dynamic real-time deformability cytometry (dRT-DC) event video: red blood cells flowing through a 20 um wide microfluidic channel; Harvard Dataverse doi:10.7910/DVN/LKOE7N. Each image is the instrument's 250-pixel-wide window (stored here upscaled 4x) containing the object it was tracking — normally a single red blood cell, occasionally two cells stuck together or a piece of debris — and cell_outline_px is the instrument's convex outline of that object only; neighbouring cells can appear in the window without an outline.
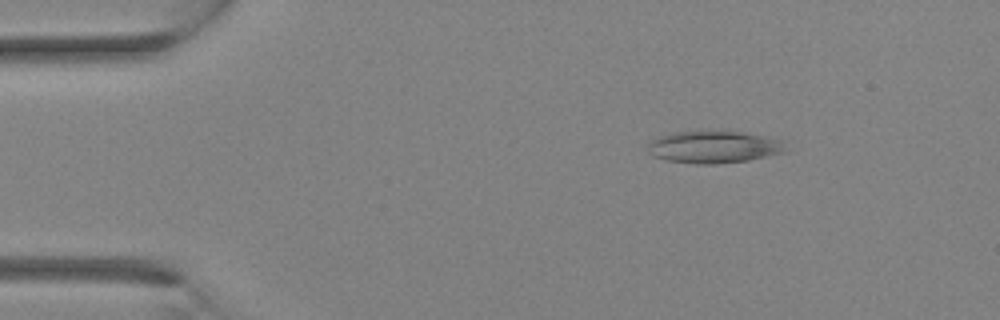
{"species": "Egyptian fruit bat (a non-hibernating species)", "species_latin": "Rousettus aegyptiacus", "temperature_condition": "room temperature", "stored_images_in_passage": 32, "camera_frame_rate_fps": 3000, "um_per_image_px": 0.085, "animal": {"sex": "female"}, "frame": {"image": 1, "passage_image": 5, "time_ms": 1.333, "image_size_px": [1000, 320], "cell_outline_px": [[788, 152], [748, 160], [712, 164], [696, 164], [664, 160], [652, 156], [644, 148], [652, 140], [660, 136], [676, 132], [700, 128], [740, 132], [764, 136], [784, 140]], "centroid_in_image_um": [60.66, 12.46], "position_along_channel_um": 24.3, "area_um2": 26.82}}
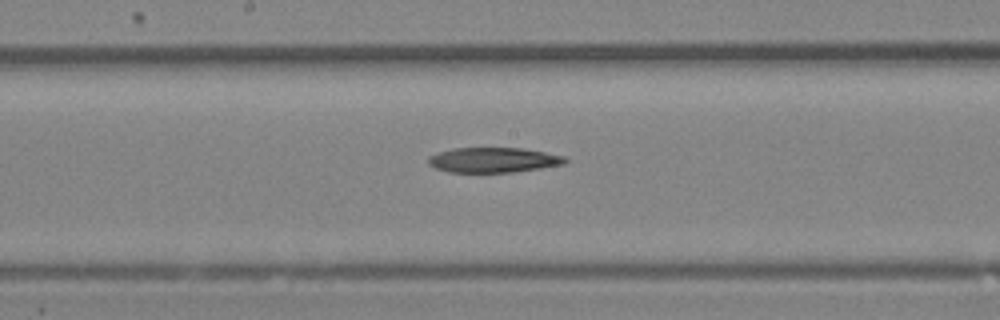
{"frame": {"image": 2, "passage_image": 17, "time_ms": 5.333, "image_size_px": [1000, 320], "cell_outline_px": [[568, 164], [512, 172], [448, 172], [436, 168], [428, 164], [428, 156], [436, 152], [452, 148], [524, 148], [564, 156], [568, 160]], "centroid_in_image_um": [41.93, 13.59], "position_along_channel_um": 206.3, "area_um2": 20.11}}
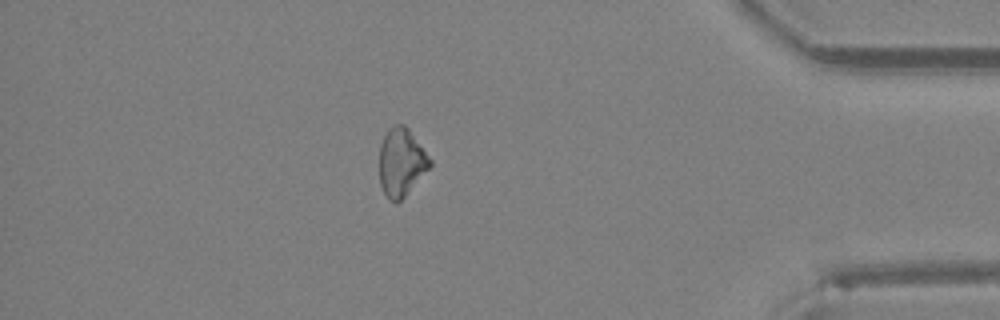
{"frame": {"image": 3, "passage_image": 28, "time_ms": 9.0, "image_size_px": [1000, 320], "cell_outline_px": [[432, 164], [404, 196], [396, 204], [388, 200], [380, 184], [380, 144], [388, 128], [392, 124], [404, 124], [408, 128], [432, 160]], "centroid_in_image_um": [34.09, 13.77], "position_along_channel_um": 401.1, "area_um2": 19.88}}